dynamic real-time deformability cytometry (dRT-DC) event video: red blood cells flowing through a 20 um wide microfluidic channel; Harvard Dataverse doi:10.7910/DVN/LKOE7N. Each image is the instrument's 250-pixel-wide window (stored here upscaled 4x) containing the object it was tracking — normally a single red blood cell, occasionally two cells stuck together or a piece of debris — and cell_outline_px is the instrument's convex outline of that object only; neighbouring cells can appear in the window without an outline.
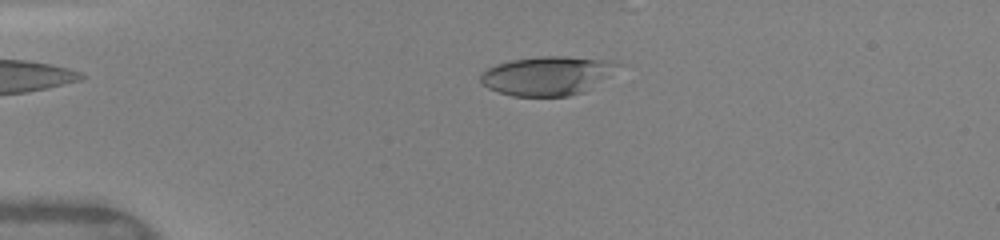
{"species": "human", "species_latin": "Homo sapiens", "temperature_condition": "warm", "stored_images_in_passage": 36, "camera_frame_rate_fps": 3000, "um_per_image_px": 0.085, "donor": {"sex": "female"}, "frame": {"image": 1, "passage_image": 12, "time_ms": 3.667, "image_size_px": [1000, 240], "cell_outline_px": [[632, 64], [584, 92], [568, 96], [512, 96], [488, 88], [480, 80], [480, 76], [488, 68], [496, 64], [512, 60], [540, 56], [564, 56], [608, 60]], "centroid_in_image_um": [46.69, 6.42], "position_along_channel_um": 38.3, "area_um2": 31.79}}
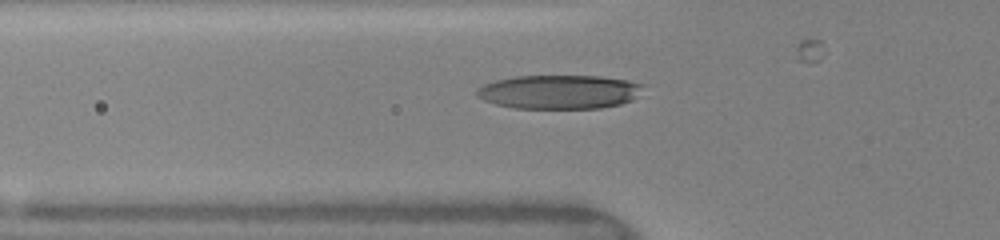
{"frame": {"image": 2, "passage_image": 18, "time_ms": 5.667, "image_size_px": [1000, 240], "cell_outline_px": [[644, 84], [636, 96], [632, 100], [620, 104], [600, 108], [516, 108], [496, 104], [484, 100], [476, 96], [476, 88], [484, 84], [496, 80], [516, 76], [600, 76], [628, 80]], "centroid_in_image_um": [47.51, 7.8], "position_along_channel_um": 78.3, "area_um2": 32.83}}
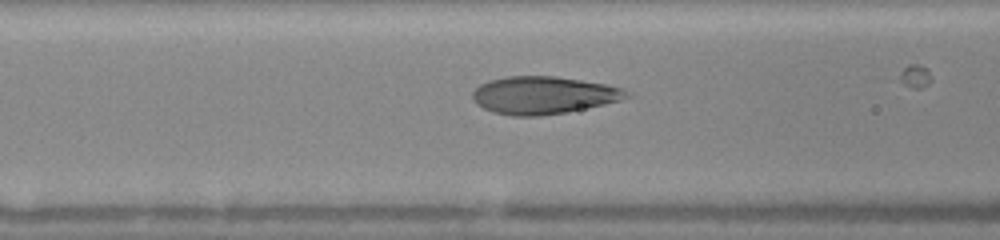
{"frame": {"image": 3, "passage_image": 21, "time_ms": 6.667, "image_size_px": [1000, 240], "cell_outline_px": [[632, 96], [620, 100], [604, 104], [564, 112], [540, 116], [512, 116], [492, 112], [476, 104], [472, 100], [472, 92], [480, 84], [488, 80], [508, 76], [556, 76], [608, 84], [620, 88], [628, 92]], "centroid_in_image_um": [46.16, 8.08], "position_along_channel_um": 120.4, "area_um2": 33.76}}